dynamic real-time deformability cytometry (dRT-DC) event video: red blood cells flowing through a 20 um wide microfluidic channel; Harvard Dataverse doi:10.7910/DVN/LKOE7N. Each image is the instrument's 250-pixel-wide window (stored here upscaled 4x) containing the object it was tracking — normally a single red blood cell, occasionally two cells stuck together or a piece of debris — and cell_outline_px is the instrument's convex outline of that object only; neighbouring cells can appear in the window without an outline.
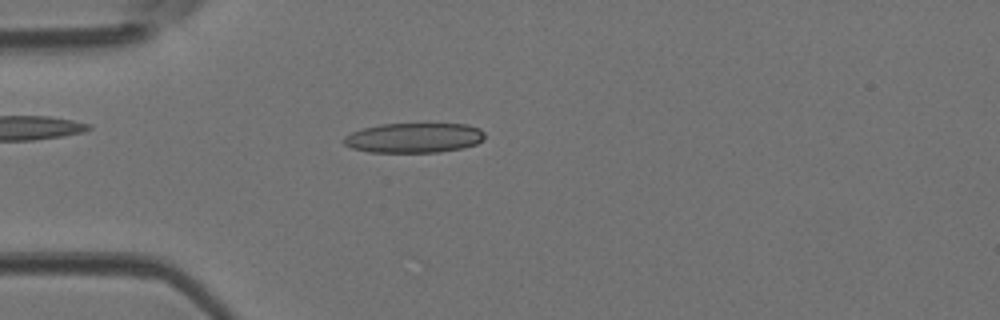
{"species": "Egyptian fruit bat (a non-hibernating species)", "species_latin": "Rousettus aegyptiacus", "temperature_condition": "room temperature", "stored_images_in_passage": 11, "camera_frame_rate_fps": 3000, "um_per_image_px": 0.085, "animal": {"sex": "female"}, "frame": {"image": 1, "passage_image": 1, "time_ms": 0.0, "image_size_px": [1000, 320], "cell_outline_px": [[484, 140], [476, 144], [464, 148], [440, 152], [368, 152], [352, 148], [344, 144], [340, 140], [344, 136], [352, 132], [364, 128], [380, 124], [468, 124], [480, 128], [484, 132]], "centroid_in_image_um": [35.19, 11.72], "position_along_channel_um": 49.8, "area_um2": 24.74}}
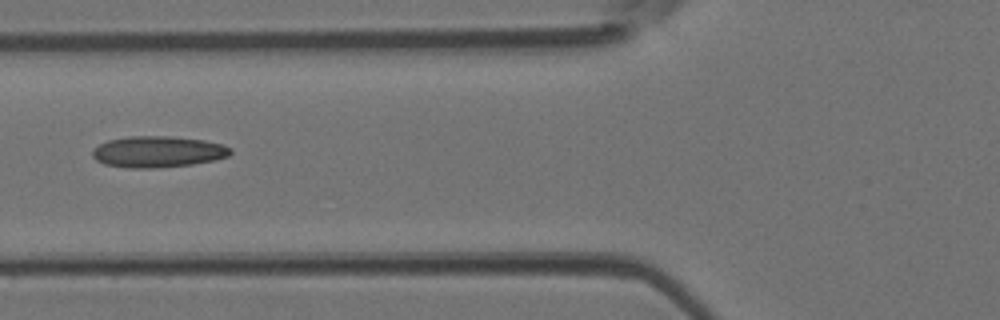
{"frame": {"image": 2, "passage_image": 6, "time_ms": 1.667, "image_size_px": [1000, 320], "cell_outline_px": [[232, 152], [228, 156], [216, 160], [192, 164], [156, 168], [128, 168], [104, 164], [96, 160], [92, 156], [92, 148], [108, 140], [128, 136], [172, 136], [204, 140], [224, 144], [232, 148]], "centroid_in_image_um": [13.43, 12.89], "position_along_channel_um": 112.4, "area_um2": 25.43}}
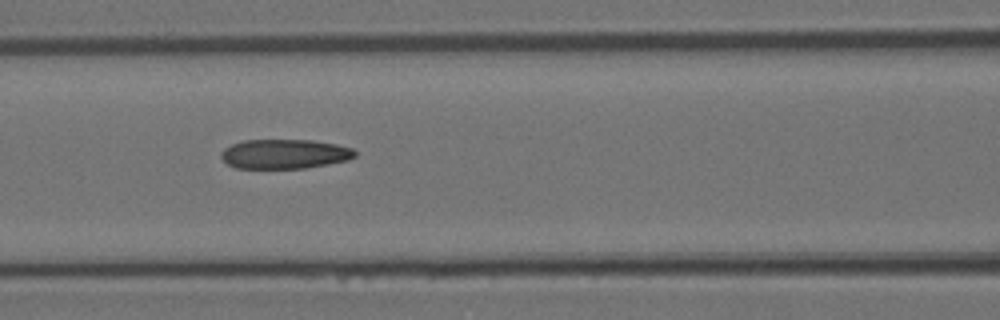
{"frame": {"image": 3, "passage_image": 8, "time_ms": 2.333, "image_size_px": [1000, 320], "cell_outline_px": [[356, 156], [348, 160], [328, 164], [304, 168], [236, 168], [228, 164], [220, 156], [220, 152], [224, 148], [232, 144], [244, 140], [312, 140], [336, 144], [352, 148], [356, 152]], "centroid_in_image_um": [24.19, 13.08], "position_along_channel_um": 142.4, "area_um2": 23.0}}